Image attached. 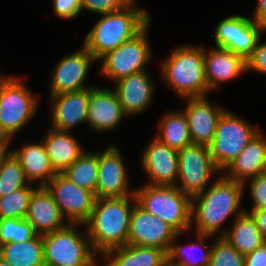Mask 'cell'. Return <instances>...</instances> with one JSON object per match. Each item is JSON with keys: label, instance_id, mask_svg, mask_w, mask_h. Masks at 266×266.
Masks as SVG:
<instances>
[{"label": "cell", "instance_id": "cell-1", "mask_svg": "<svg viewBox=\"0 0 266 266\" xmlns=\"http://www.w3.org/2000/svg\"><path fill=\"white\" fill-rule=\"evenodd\" d=\"M245 185L221 175L203 193L192 198L191 225L196 234L213 236L227 219L237 217L240 210Z\"/></svg>", "mask_w": 266, "mask_h": 266}, {"label": "cell", "instance_id": "cell-2", "mask_svg": "<svg viewBox=\"0 0 266 266\" xmlns=\"http://www.w3.org/2000/svg\"><path fill=\"white\" fill-rule=\"evenodd\" d=\"M135 204L134 196L95 200L90 218L83 226H86L91 246L98 256L103 257L108 251L127 245Z\"/></svg>", "mask_w": 266, "mask_h": 266}, {"label": "cell", "instance_id": "cell-3", "mask_svg": "<svg viewBox=\"0 0 266 266\" xmlns=\"http://www.w3.org/2000/svg\"><path fill=\"white\" fill-rule=\"evenodd\" d=\"M136 1L122 10L102 15L85 36L83 46L97 62L149 25L150 15L138 8Z\"/></svg>", "mask_w": 266, "mask_h": 266}, {"label": "cell", "instance_id": "cell-4", "mask_svg": "<svg viewBox=\"0 0 266 266\" xmlns=\"http://www.w3.org/2000/svg\"><path fill=\"white\" fill-rule=\"evenodd\" d=\"M166 83L179 95L191 98L206 96L207 87L201 46H179L160 63Z\"/></svg>", "mask_w": 266, "mask_h": 266}, {"label": "cell", "instance_id": "cell-5", "mask_svg": "<svg viewBox=\"0 0 266 266\" xmlns=\"http://www.w3.org/2000/svg\"><path fill=\"white\" fill-rule=\"evenodd\" d=\"M136 204L145 212L158 216L178 233L192 228V199L176 186L144 185L134 189Z\"/></svg>", "mask_w": 266, "mask_h": 266}, {"label": "cell", "instance_id": "cell-6", "mask_svg": "<svg viewBox=\"0 0 266 266\" xmlns=\"http://www.w3.org/2000/svg\"><path fill=\"white\" fill-rule=\"evenodd\" d=\"M77 225L68 224L62 229L42 235L44 263L51 266H97L87 231H77Z\"/></svg>", "mask_w": 266, "mask_h": 266}, {"label": "cell", "instance_id": "cell-7", "mask_svg": "<svg viewBox=\"0 0 266 266\" xmlns=\"http://www.w3.org/2000/svg\"><path fill=\"white\" fill-rule=\"evenodd\" d=\"M259 132L241 117L225 110L218 120L216 133L208 146L217 169L222 173Z\"/></svg>", "mask_w": 266, "mask_h": 266}, {"label": "cell", "instance_id": "cell-8", "mask_svg": "<svg viewBox=\"0 0 266 266\" xmlns=\"http://www.w3.org/2000/svg\"><path fill=\"white\" fill-rule=\"evenodd\" d=\"M38 98L25 83L15 77H5L0 84V128L12 140L38 110Z\"/></svg>", "mask_w": 266, "mask_h": 266}, {"label": "cell", "instance_id": "cell-9", "mask_svg": "<svg viewBox=\"0 0 266 266\" xmlns=\"http://www.w3.org/2000/svg\"><path fill=\"white\" fill-rule=\"evenodd\" d=\"M148 25L133 39L124 42L108 52L99 61L101 74L114 83L131 74L146 70L151 59V48L148 41Z\"/></svg>", "mask_w": 266, "mask_h": 266}, {"label": "cell", "instance_id": "cell-10", "mask_svg": "<svg viewBox=\"0 0 266 266\" xmlns=\"http://www.w3.org/2000/svg\"><path fill=\"white\" fill-rule=\"evenodd\" d=\"M220 172L208 146L191 143L178 151V187L191 199L206 190L210 176ZM180 181V182H179Z\"/></svg>", "mask_w": 266, "mask_h": 266}, {"label": "cell", "instance_id": "cell-11", "mask_svg": "<svg viewBox=\"0 0 266 266\" xmlns=\"http://www.w3.org/2000/svg\"><path fill=\"white\" fill-rule=\"evenodd\" d=\"M262 32H266V29L253 19L233 15L218 23L214 32V43L216 47L225 48L247 60L252 55Z\"/></svg>", "mask_w": 266, "mask_h": 266}, {"label": "cell", "instance_id": "cell-12", "mask_svg": "<svg viewBox=\"0 0 266 266\" xmlns=\"http://www.w3.org/2000/svg\"><path fill=\"white\" fill-rule=\"evenodd\" d=\"M54 201L70 224H85L91 215L96 197L70 182L62 174H56L46 185Z\"/></svg>", "mask_w": 266, "mask_h": 266}, {"label": "cell", "instance_id": "cell-13", "mask_svg": "<svg viewBox=\"0 0 266 266\" xmlns=\"http://www.w3.org/2000/svg\"><path fill=\"white\" fill-rule=\"evenodd\" d=\"M178 232L158 216L145 212L137 204L132 209L128 245L156 247L166 254Z\"/></svg>", "mask_w": 266, "mask_h": 266}, {"label": "cell", "instance_id": "cell-14", "mask_svg": "<svg viewBox=\"0 0 266 266\" xmlns=\"http://www.w3.org/2000/svg\"><path fill=\"white\" fill-rule=\"evenodd\" d=\"M123 158L117 146H108L98 152V180L96 199L134 196L129 188V180Z\"/></svg>", "mask_w": 266, "mask_h": 266}, {"label": "cell", "instance_id": "cell-15", "mask_svg": "<svg viewBox=\"0 0 266 266\" xmlns=\"http://www.w3.org/2000/svg\"><path fill=\"white\" fill-rule=\"evenodd\" d=\"M95 61L97 60L84 46L62 58L51 75L50 96L94 87L85 86L84 82Z\"/></svg>", "mask_w": 266, "mask_h": 266}, {"label": "cell", "instance_id": "cell-16", "mask_svg": "<svg viewBox=\"0 0 266 266\" xmlns=\"http://www.w3.org/2000/svg\"><path fill=\"white\" fill-rule=\"evenodd\" d=\"M142 155V168L149 176L148 185L176 186L178 180V151L153 137Z\"/></svg>", "mask_w": 266, "mask_h": 266}, {"label": "cell", "instance_id": "cell-17", "mask_svg": "<svg viewBox=\"0 0 266 266\" xmlns=\"http://www.w3.org/2000/svg\"><path fill=\"white\" fill-rule=\"evenodd\" d=\"M187 106L183 110L191 137V142L209 146L216 133L219 118L225 109L212 105L207 96L185 98Z\"/></svg>", "mask_w": 266, "mask_h": 266}, {"label": "cell", "instance_id": "cell-18", "mask_svg": "<svg viewBox=\"0 0 266 266\" xmlns=\"http://www.w3.org/2000/svg\"><path fill=\"white\" fill-rule=\"evenodd\" d=\"M126 117L118 95L110 88L91 87L87 123L95 131L114 130Z\"/></svg>", "mask_w": 266, "mask_h": 266}, {"label": "cell", "instance_id": "cell-19", "mask_svg": "<svg viewBox=\"0 0 266 266\" xmlns=\"http://www.w3.org/2000/svg\"><path fill=\"white\" fill-rule=\"evenodd\" d=\"M90 88L50 96L52 108L51 128L70 132L88 120Z\"/></svg>", "mask_w": 266, "mask_h": 266}, {"label": "cell", "instance_id": "cell-20", "mask_svg": "<svg viewBox=\"0 0 266 266\" xmlns=\"http://www.w3.org/2000/svg\"><path fill=\"white\" fill-rule=\"evenodd\" d=\"M25 219L38 235L52 233L69 224L46 186H38L34 189Z\"/></svg>", "mask_w": 266, "mask_h": 266}, {"label": "cell", "instance_id": "cell-21", "mask_svg": "<svg viewBox=\"0 0 266 266\" xmlns=\"http://www.w3.org/2000/svg\"><path fill=\"white\" fill-rule=\"evenodd\" d=\"M146 71L131 74L114 83L122 110L128 117L144 112L153 100L155 83Z\"/></svg>", "mask_w": 266, "mask_h": 266}, {"label": "cell", "instance_id": "cell-22", "mask_svg": "<svg viewBox=\"0 0 266 266\" xmlns=\"http://www.w3.org/2000/svg\"><path fill=\"white\" fill-rule=\"evenodd\" d=\"M224 172L223 176L227 179L244 185L247 180L266 173V136L263 132L260 131L249 141Z\"/></svg>", "mask_w": 266, "mask_h": 266}, {"label": "cell", "instance_id": "cell-23", "mask_svg": "<svg viewBox=\"0 0 266 266\" xmlns=\"http://www.w3.org/2000/svg\"><path fill=\"white\" fill-rule=\"evenodd\" d=\"M205 79L209 91L218 88L222 82L235 79L247 71L246 60L238 54L225 48H212L205 51L203 48Z\"/></svg>", "mask_w": 266, "mask_h": 266}, {"label": "cell", "instance_id": "cell-24", "mask_svg": "<svg viewBox=\"0 0 266 266\" xmlns=\"http://www.w3.org/2000/svg\"><path fill=\"white\" fill-rule=\"evenodd\" d=\"M21 147L17 149L8 148V150L19 161L30 185L35 181H39L38 186H46L56 173L52 169L43 141L25 144Z\"/></svg>", "mask_w": 266, "mask_h": 266}, {"label": "cell", "instance_id": "cell-25", "mask_svg": "<svg viewBox=\"0 0 266 266\" xmlns=\"http://www.w3.org/2000/svg\"><path fill=\"white\" fill-rule=\"evenodd\" d=\"M44 136L42 141L56 174H62L85 152L70 132L50 128Z\"/></svg>", "mask_w": 266, "mask_h": 266}, {"label": "cell", "instance_id": "cell-26", "mask_svg": "<svg viewBox=\"0 0 266 266\" xmlns=\"http://www.w3.org/2000/svg\"><path fill=\"white\" fill-rule=\"evenodd\" d=\"M233 221L232 227L220 231L219 237L226 239L240 254L245 256L266 243L250 213L244 212Z\"/></svg>", "mask_w": 266, "mask_h": 266}, {"label": "cell", "instance_id": "cell-27", "mask_svg": "<svg viewBox=\"0 0 266 266\" xmlns=\"http://www.w3.org/2000/svg\"><path fill=\"white\" fill-rule=\"evenodd\" d=\"M104 266H159L167 254L156 247L125 245L108 251Z\"/></svg>", "mask_w": 266, "mask_h": 266}, {"label": "cell", "instance_id": "cell-28", "mask_svg": "<svg viewBox=\"0 0 266 266\" xmlns=\"http://www.w3.org/2000/svg\"><path fill=\"white\" fill-rule=\"evenodd\" d=\"M0 257L12 266H44L42 235L25 242H8L0 246Z\"/></svg>", "mask_w": 266, "mask_h": 266}, {"label": "cell", "instance_id": "cell-29", "mask_svg": "<svg viewBox=\"0 0 266 266\" xmlns=\"http://www.w3.org/2000/svg\"><path fill=\"white\" fill-rule=\"evenodd\" d=\"M155 138L177 151L191 144L188 121L183 111L168 112L159 122Z\"/></svg>", "mask_w": 266, "mask_h": 266}, {"label": "cell", "instance_id": "cell-30", "mask_svg": "<svg viewBox=\"0 0 266 266\" xmlns=\"http://www.w3.org/2000/svg\"><path fill=\"white\" fill-rule=\"evenodd\" d=\"M180 236L181 233H178L173 239L167 258L177 266H209L212 244L205 245L204 240H207L211 236L197 234V242L192 243L191 245L187 243L185 246L184 244L182 246L180 243L178 244L176 242L177 238ZM200 248H204V250L200 256L197 257L194 251Z\"/></svg>", "mask_w": 266, "mask_h": 266}, {"label": "cell", "instance_id": "cell-31", "mask_svg": "<svg viewBox=\"0 0 266 266\" xmlns=\"http://www.w3.org/2000/svg\"><path fill=\"white\" fill-rule=\"evenodd\" d=\"M62 175L95 195L98 180V152H84Z\"/></svg>", "mask_w": 266, "mask_h": 266}, {"label": "cell", "instance_id": "cell-32", "mask_svg": "<svg viewBox=\"0 0 266 266\" xmlns=\"http://www.w3.org/2000/svg\"><path fill=\"white\" fill-rule=\"evenodd\" d=\"M28 183L19 161L8 151L0 162V197L27 187Z\"/></svg>", "mask_w": 266, "mask_h": 266}, {"label": "cell", "instance_id": "cell-33", "mask_svg": "<svg viewBox=\"0 0 266 266\" xmlns=\"http://www.w3.org/2000/svg\"><path fill=\"white\" fill-rule=\"evenodd\" d=\"M35 188L28 185L27 187L0 197V219H24L31 194Z\"/></svg>", "mask_w": 266, "mask_h": 266}, {"label": "cell", "instance_id": "cell-34", "mask_svg": "<svg viewBox=\"0 0 266 266\" xmlns=\"http://www.w3.org/2000/svg\"><path fill=\"white\" fill-rule=\"evenodd\" d=\"M33 226L24 219H0V246L8 242H25L34 237Z\"/></svg>", "mask_w": 266, "mask_h": 266}, {"label": "cell", "instance_id": "cell-35", "mask_svg": "<svg viewBox=\"0 0 266 266\" xmlns=\"http://www.w3.org/2000/svg\"><path fill=\"white\" fill-rule=\"evenodd\" d=\"M209 266H244V255L226 239L218 236L212 245Z\"/></svg>", "mask_w": 266, "mask_h": 266}, {"label": "cell", "instance_id": "cell-36", "mask_svg": "<svg viewBox=\"0 0 266 266\" xmlns=\"http://www.w3.org/2000/svg\"><path fill=\"white\" fill-rule=\"evenodd\" d=\"M134 0H81L82 9L101 15L128 7Z\"/></svg>", "mask_w": 266, "mask_h": 266}, {"label": "cell", "instance_id": "cell-37", "mask_svg": "<svg viewBox=\"0 0 266 266\" xmlns=\"http://www.w3.org/2000/svg\"><path fill=\"white\" fill-rule=\"evenodd\" d=\"M249 181V191L253 201L251 210H266V173Z\"/></svg>", "mask_w": 266, "mask_h": 266}, {"label": "cell", "instance_id": "cell-38", "mask_svg": "<svg viewBox=\"0 0 266 266\" xmlns=\"http://www.w3.org/2000/svg\"><path fill=\"white\" fill-rule=\"evenodd\" d=\"M54 13L61 19H74L82 9L81 0H53Z\"/></svg>", "mask_w": 266, "mask_h": 266}, {"label": "cell", "instance_id": "cell-39", "mask_svg": "<svg viewBox=\"0 0 266 266\" xmlns=\"http://www.w3.org/2000/svg\"><path fill=\"white\" fill-rule=\"evenodd\" d=\"M260 40L259 38L252 55L246 60L247 71L266 74V42L261 43Z\"/></svg>", "mask_w": 266, "mask_h": 266}, {"label": "cell", "instance_id": "cell-40", "mask_svg": "<svg viewBox=\"0 0 266 266\" xmlns=\"http://www.w3.org/2000/svg\"><path fill=\"white\" fill-rule=\"evenodd\" d=\"M244 266H266V243L244 256Z\"/></svg>", "mask_w": 266, "mask_h": 266}, {"label": "cell", "instance_id": "cell-41", "mask_svg": "<svg viewBox=\"0 0 266 266\" xmlns=\"http://www.w3.org/2000/svg\"><path fill=\"white\" fill-rule=\"evenodd\" d=\"M245 212L250 213L255 219L258 229L266 242V210H250V212L246 210Z\"/></svg>", "mask_w": 266, "mask_h": 266}, {"label": "cell", "instance_id": "cell-42", "mask_svg": "<svg viewBox=\"0 0 266 266\" xmlns=\"http://www.w3.org/2000/svg\"><path fill=\"white\" fill-rule=\"evenodd\" d=\"M252 19L266 29V0H258Z\"/></svg>", "mask_w": 266, "mask_h": 266}, {"label": "cell", "instance_id": "cell-43", "mask_svg": "<svg viewBox=\"0 0 266 266\" xmlns=\"http://www.w3.org/2000/svg\"><path fill=\"white\" fill-rule=\"evenodd\" d=\"M10 141L11 140L2 132L0 128V148H8Z\"/></svg>", "mask_w": 266, "mask_h": 266}, {"label": "cell", "instance_id": "cell-44", "mask_svg": "<svg viewBox=\"0 0 266 266\" xmlns=\"http://www.w3.org/2000/svg\"><path fill=\"white\" fill-rule=\"evenodd\" d=\"M159 266H177V265L172 263L168 258H166Z\"/></svg>", "mask_w": 266, "mask_h": 266}, {"label": "cell", "instance_id": "cell-45", "mask_svg": "<svg viewBox=\"0 0 266 266\" xmlns=\"http://www.w3.org/2000/svg\"><path fill=\"white\" fill-rule=\"evenodd\" d=\"M8 148H0V162L1 158L8 152Z\"/></svg>", "mask_w": 266, "mask_h": 266}, {"label": "cell", "instance_id": "cell-46", "mask_svg": "<svg viewBox=\"0 0 266 266\" xmlns=\"http://www.w3.org/2000/svg\"><path fill=\"white\" fill-rule=\"evenodd\" d=\"M0 266H12L10 263L4 261L1 257H0Z\"/></svg>", "mask_w": 266, "mask_h": 266}, {"label": "cell", "instance_id": "cell-47", "mask_svg": "<svg viewBox=\"0 0 266 266\" xmlns=\"http://www.w3.org/2000/svg\"><path fill=\"white\" fill-rule=\"evenodd\" d=\"M6 76L3 74H0V84H1V82H2V80L5 78Z\"/></svg>", "mask_w": 266, "mask_h": 266}]
</instances>
